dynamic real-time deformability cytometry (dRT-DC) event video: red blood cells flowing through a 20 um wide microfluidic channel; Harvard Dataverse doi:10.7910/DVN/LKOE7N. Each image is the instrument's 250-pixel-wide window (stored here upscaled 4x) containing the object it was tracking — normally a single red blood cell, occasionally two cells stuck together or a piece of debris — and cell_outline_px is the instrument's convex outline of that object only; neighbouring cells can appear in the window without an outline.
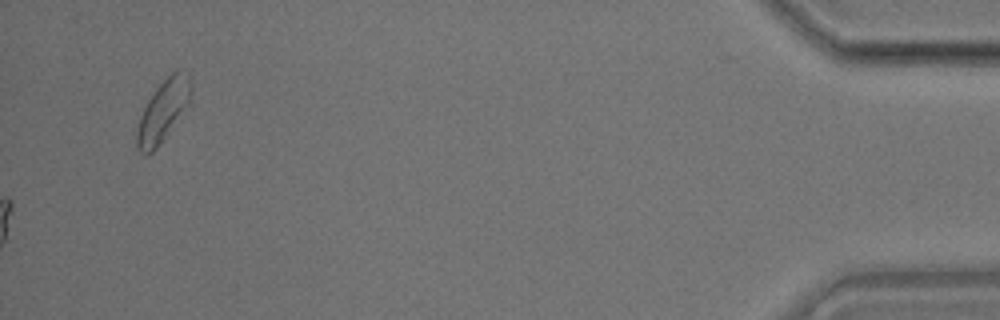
{"species": "common noctule bat (a hibernating species)", "species_latin": "Nyctalus noctula", "temperature_condition": "room temperature", "stored_images_in_passage": 34, "camera_frame_rate_fps": 3000, "um_per_image_px": 0.085, "animal": {"sex": "male", "body_mass_g": 17.9}, "frame": {"image": 1, "passage_image": 34, "time_ms": 11.0, "image_size_px": [1000, 320], "cell_outline_px": [[192, 92], [188, 100], [156, 148], [152, 152], [144, 156], [136, 148], [132, 128], [148, 100], [156, 88], [172, 72], [180, 68], [188, 72], [192, 88]], "centroid_in_image_um": [13.74, 9.43], "position_along_channel_um": 421.5, "area_um2": 19.19}}